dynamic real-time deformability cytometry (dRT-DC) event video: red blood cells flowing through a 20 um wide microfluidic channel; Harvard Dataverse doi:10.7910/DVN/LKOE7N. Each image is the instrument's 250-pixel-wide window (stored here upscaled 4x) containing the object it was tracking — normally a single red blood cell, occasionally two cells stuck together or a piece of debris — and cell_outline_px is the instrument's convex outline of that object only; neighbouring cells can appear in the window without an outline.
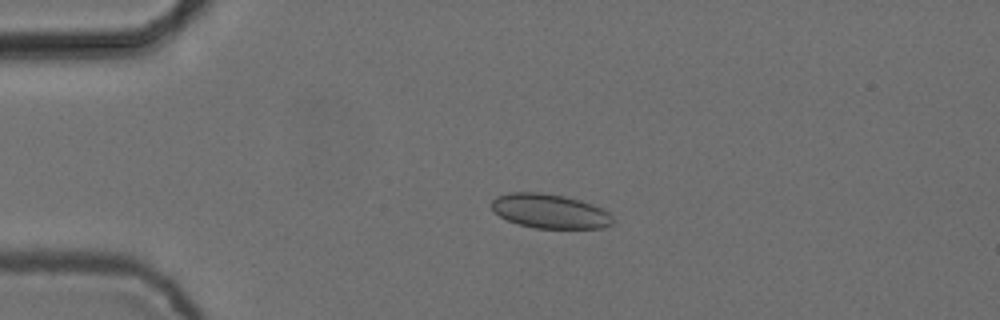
{"species": "common noctule bat (a hibernating species)", "species_latin": "Nyctalus noctula", "temperature_condition": "cold", "stored_images_in_passage": 5, "camera_frame_rate_fps": 3000, "um_per_image_px": 0.085, "animal": {"sex": "female", "body_mass_g": 24.6, "forearm_length_mm": 56.2}, "frame": {"image": 1, "passage_image": 3, "time_ms": 0.667, "image_size_px": [1000, 320], "cell_outline_px": [[612, 224], [604, 228], [536, 228], [520, 224], [508, 220], [500, 216], [488, 204], [496, 196], [512, 192], [540, 192], [564, 196], [580, 200], [592, 204], [608, 212], [612, 216]], "centroid_in_image_um": [46.72, 17.94], "position_along_channel_um": 38.3, "area_um2": 24.16}}
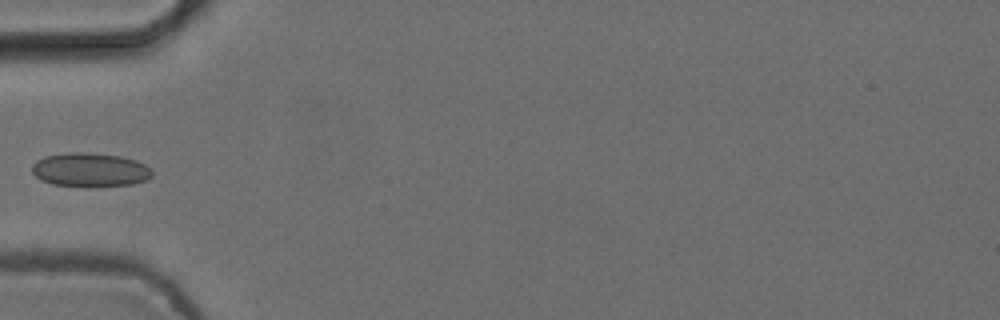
{"frame": {"image": 2, "passage_image": 5, "time_ms": 1.333, "image_size_px": [1000, 320], "cell_outline_px": [[152, 176], [148, 180], [132, 184], [88, 188], [84, 188], [52, 184], [40, 180], [32, 172], [32, 164], [36, 160], [44, 156], [68, 152], [84, 152], [120, 156], [136, 160], [152, 168]], "centroid_in_image_um": [7.65, 14.46], "position_along_channel_um": 77.3, "area_um2": 24.33}}